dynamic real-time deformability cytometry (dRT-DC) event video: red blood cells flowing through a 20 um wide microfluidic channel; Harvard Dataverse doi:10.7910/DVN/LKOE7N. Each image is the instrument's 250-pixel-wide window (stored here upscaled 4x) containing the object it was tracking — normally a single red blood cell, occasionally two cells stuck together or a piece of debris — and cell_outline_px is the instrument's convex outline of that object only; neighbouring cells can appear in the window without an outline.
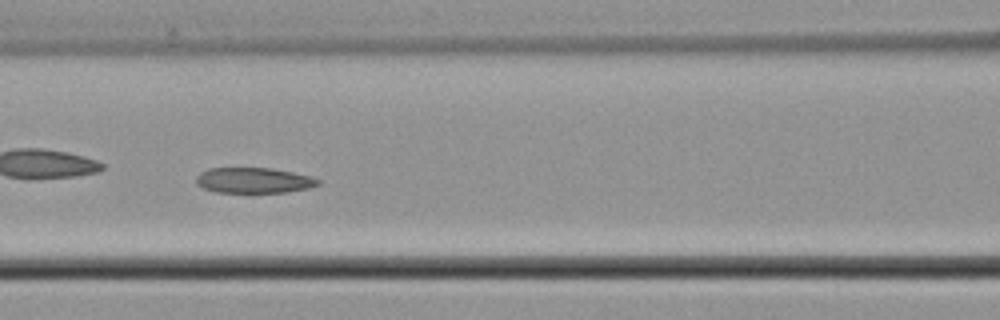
{"species": "common noctule bat (a hibernating species)", "species_latin": "Nyctalus noctula", "temperature_condition": "cold", "stored_images_in_passage": 56, "camera_frame_rate_fps": 3000, "um_per_image_px": 0.085, "animal": {"sex": "male", "body_mass_g": 21.5, "forearm_length_mm": 52.0}, "frame": {"image": 1, "passage_image": 24, "time_ms": 7.667, "image_size_px": [1000, 320], "cell_outline_px": [[320, 184], [308, 188], [288, 192], [216, 192], [204, 188], [196, 184], [196, 176], [200, 172], [208, 168], [272, 168], [312, 176], [320, 180]], "centroid_in_image_um": [21.57, 15.32], "position_along_channel_um": 145.0, "area_um2": 18.15}}